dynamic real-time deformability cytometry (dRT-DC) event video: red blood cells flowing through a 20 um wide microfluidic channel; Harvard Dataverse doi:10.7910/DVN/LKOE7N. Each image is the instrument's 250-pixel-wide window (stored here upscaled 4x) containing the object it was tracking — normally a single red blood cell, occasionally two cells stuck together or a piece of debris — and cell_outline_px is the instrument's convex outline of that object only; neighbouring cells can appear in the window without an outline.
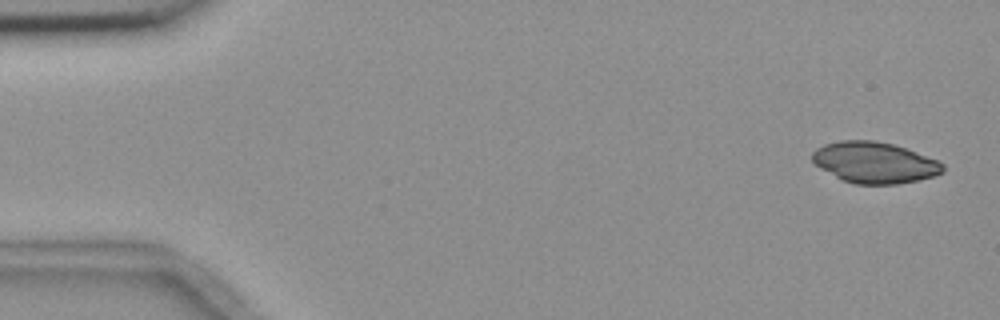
{"species": "common noctule bat (a hibernating species)", "species_latin": "Nyctalus noctula", "temperature_condition": "room temperature", "stored_images_in_passage": 3, "camera_frame_rate_fps": 3000, "um_per_image_px": 0.085, "animal": {"sex": "female", "body_mass_g": 18.4}, "frame": {"image": 1, "passage_image": 1, "time_ms": 0.0, "image_size_px": [1000, 320], "cell_outline_px": [[944, 172], [932, 176], [916, 180], [896, 184], [856, 184], [844, 180], [820, 168], [812, 160], [812, 152], [816, 148], [824, 144], [840, 140], [876, 140], [892, 144], [916, 152], [936, 160], [944, 164]], "centroid_in_image_um": [74.31, 13.8], "position_along_channel_um": 10.7, "area_um2": 30.98}}